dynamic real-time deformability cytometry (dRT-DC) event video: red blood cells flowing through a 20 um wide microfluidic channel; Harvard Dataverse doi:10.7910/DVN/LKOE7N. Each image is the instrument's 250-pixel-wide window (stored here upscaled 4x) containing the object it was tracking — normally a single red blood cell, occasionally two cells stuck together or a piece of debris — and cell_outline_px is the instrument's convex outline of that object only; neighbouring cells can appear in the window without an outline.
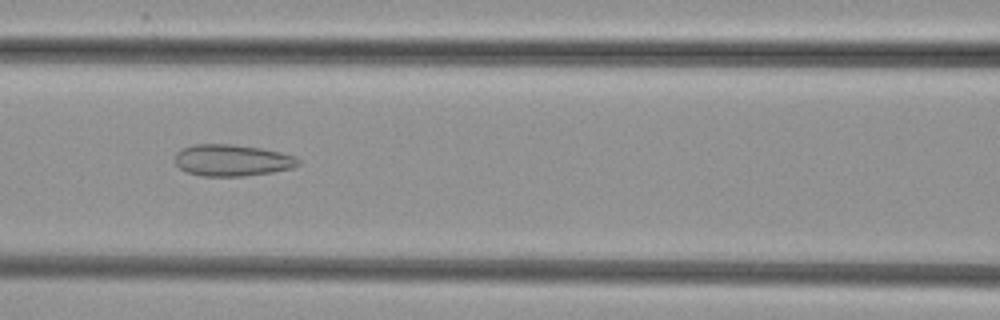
{"species": "common noctule bat (a hibernating species)", "species_latin": "Nyctalus noctula", "temperature_condition": "cold", "stored_images_in_passage": 52, "camera_frame_rate_fps": 3000, "um_per_image_px": 0.085, "animal": {"sex": "female", "body_mass_g": 29.2, "forearm_length_mm": 56.3}, "frame": {"image": 1, "passage_image": 23, "time_ms": 7.333, "image_size_px": [1000, 320], "cell_outline_px": [[300, 164], [292, 168], [272, 172], [244, 176], [200, 176], [188, 172], [180, 168], [172, 160], [176, 152], [180, 148], [192, 144], [232, 144], [260, 148], [280, 152], [292, 156], [300, 160]], "centroid_in_image_um": [19.66, 13.62], "position_along_channel_um": 146.9, "area_um2": 22.89}}
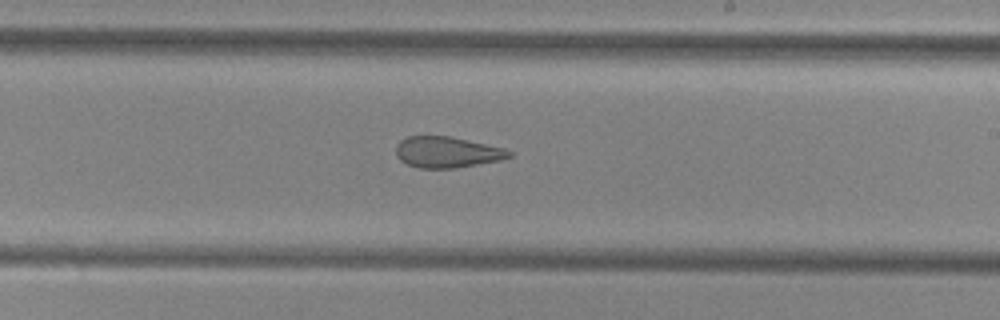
{"frame": {"image": 2, "passage_image": 31, "time_ms": 10.0, "image_size_px": [1000, 320], "cell_outline_px": [[512, 156], [500, 160], [456, 168], [420, 168], [404, 164], [396, 156], [396, 144], [400, 140], [408, 136], [448, 136], [504, 148], [512, 152]], "centroid_in_image_um": [37.95, 12.94], "position_along_channel_um": 251.0, "area_um2": 20.46}}
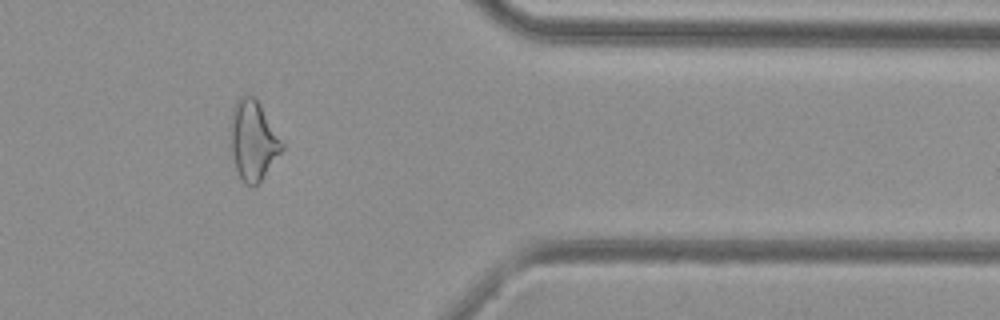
{"frame": {"image": 3, "passage_image": 43, "time_ms": 14.0, "image_size_px": [1000, 320], "cell_outline_px": [[284, 148], [260, 180], [252, 188], [244, 184], [240, 180], [228, 148], [228, 136], [232, 108], [236, 100], [240, 96], [248, 92], [260, 104], [284, 144]], "centroid_in_image_um": [21.44, 11.92], "position_along_channel_um": 390.0, "area_um2": 24.51}}